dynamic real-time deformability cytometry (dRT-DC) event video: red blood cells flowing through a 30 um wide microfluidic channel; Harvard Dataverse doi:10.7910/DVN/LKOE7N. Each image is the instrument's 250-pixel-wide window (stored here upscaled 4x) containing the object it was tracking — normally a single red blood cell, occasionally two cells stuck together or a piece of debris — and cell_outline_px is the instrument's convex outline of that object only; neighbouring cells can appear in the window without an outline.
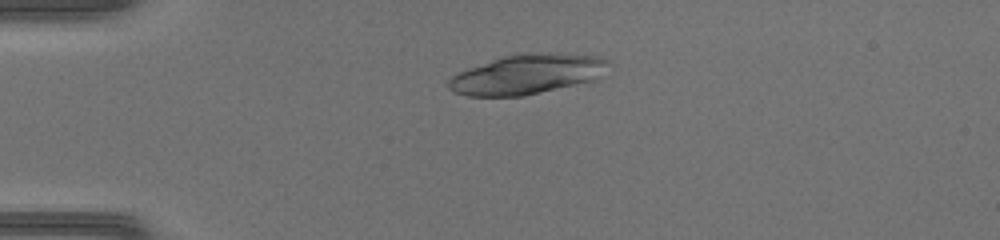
{"species": "common noctule bat (a hibernating species)", "species_latin": "Nyctalus noctula", "temperature_condition": "warm", "stored_images_in_passage": 48, "camera_frame_rate_fps": 3000, "um_per_image_px": 0.085, "animal": {"sex": "female", "body_mass_g": 17.0, "forearm_length_mm": 48.0}, "frame": {"image": 1, "passage_image": 12, "time_ms": 3.667, "image_size_px": [1000, 240], "cell_outline_px": [[608, 60], [596, 76], [592, 80], [524, 96], [468, 96], [456, 92], [448, 88], [448, 80], [452, 76], [468, 68], [500, 56], [516, 52], [560, 52], [600, 56]], "centroid_in_image_um": [44.72, 6.28], "position_along_channel_um": 40.3, "area_um2": 36.93}}